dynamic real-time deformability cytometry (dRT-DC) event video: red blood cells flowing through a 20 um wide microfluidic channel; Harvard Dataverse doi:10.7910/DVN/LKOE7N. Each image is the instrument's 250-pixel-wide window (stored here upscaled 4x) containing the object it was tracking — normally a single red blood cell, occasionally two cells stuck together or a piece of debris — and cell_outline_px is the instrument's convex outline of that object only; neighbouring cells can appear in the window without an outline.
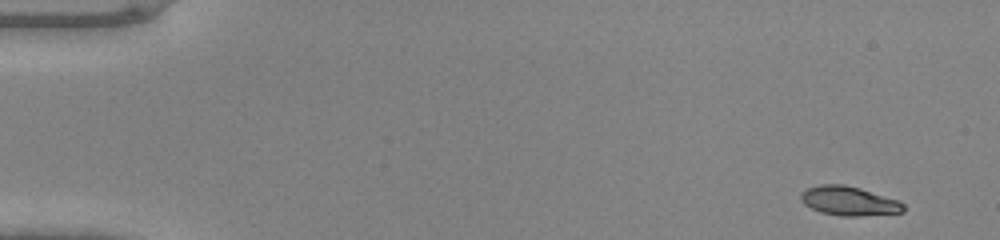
{"species": "common noctule bat (a hibernating species)", "species_latin": "Nyctalus noctula", "temperature_condition": "warm", "stored_images_in_passage": 46, "camera_frame_rate_fps": 3000, "um_per_image_px": 0.085, "animal": {"sex": "male", "body_mass_g": 20.0, "forearm_length_mm": 53.3}, "frame": {"image": 1, "passage_image": 1, "time_ms": 0.0, "image_size_px": [1000, 240], "cell_outline_px": [[904, 212], [860, 216], [840, 216], [820, 212], [804, 204], [800, 200], [800, 192], [808, 188], [820, 184], [844, 184], [860, 188], [900, 200], [904, 204]], "centroid_in_image_um": [72.16, 17.08], "position_along_channel_um": 12.8, "area_um2": 17.63}}
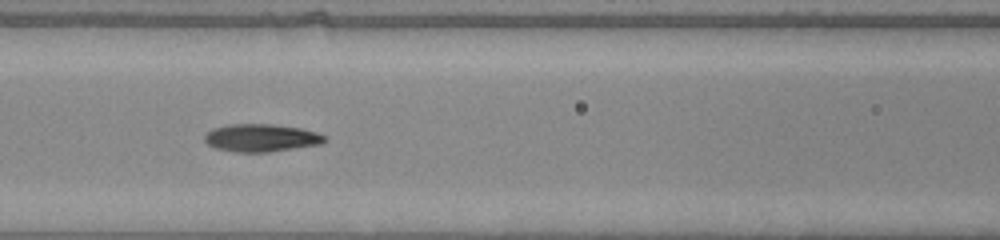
{"frame": {"image": 2, "passage_image": 20, "time_ms": 6.333, "image_size_px": [1000, 240], "cell_outline_px": [[328, 140], [320, 144], [268, 152], [236, 152], [216, 148], [208, 144], [204, 140], [204, 136], [212, 128], [228, 124], [272, 124], [300, 128], [316, 132], [328, 136]], "centroid_in_image_um": [22.22, 11.71], "position_along_channel_um": 144.4, "area_um2": 19.42}}
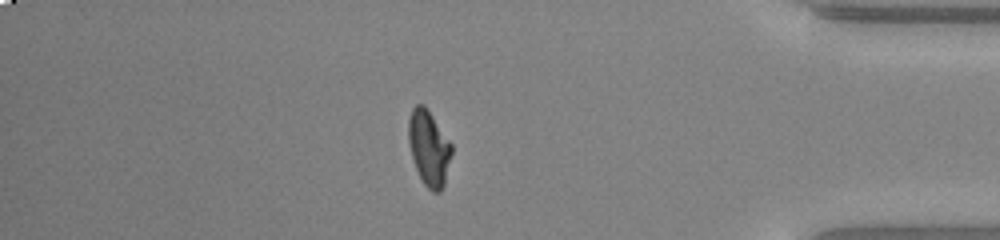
{"frame": {"image": 3, "passage_image": 40, "time_ms": 13.0, "image_size_px": [1000, 240], "cell_outline_px": [[452, 152], [444, 184], [440, 192], [432, 192], [424, 184], [416, 168], [412, 156], [408, 140], [408, 120], [412, 108], [416, 104], [424, 104], [452, 144]], "centroid_in_image_um": [36.45, 12.56], "position_along_channel_um": 398.7, "area_um2": 18.79}}